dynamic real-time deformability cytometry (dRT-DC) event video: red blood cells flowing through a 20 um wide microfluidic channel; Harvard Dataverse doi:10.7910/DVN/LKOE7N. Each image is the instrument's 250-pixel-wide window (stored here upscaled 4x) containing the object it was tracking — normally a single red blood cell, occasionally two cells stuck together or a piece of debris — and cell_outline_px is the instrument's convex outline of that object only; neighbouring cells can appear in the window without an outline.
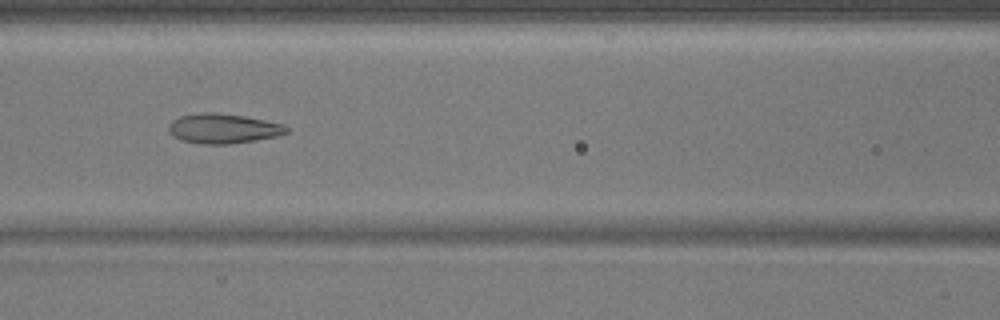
{"species": "common noctule bat (a hibernating species)", "species_latin": "Nyctalus noctula", "temperature_condition": "warm", "stored_images_in_passage": 50, "camera_frame_rate_fps": 3000, "um_per_image_px": 0.085, "animal": {"sex": "male", "body_mass_g": 17.9}, "frame": {"image": 1, "passage_image": 22, "time_ms": 7.0, "image_size_px": [1000, 320], "cell_outline_px": [[288, 132], [276, 136], [228, 144], [200, 144], [180, 140], [172, 136], [168, 132], [168, 124], [172, 120], [180, 116], [200, 112], [216, 112], [244, 116], [284, 124], [288, 128]], "centroid_in_image_um": [18.9, 10.92], "position_along_channel_um": 147.7, "area_um2": 20.52}}
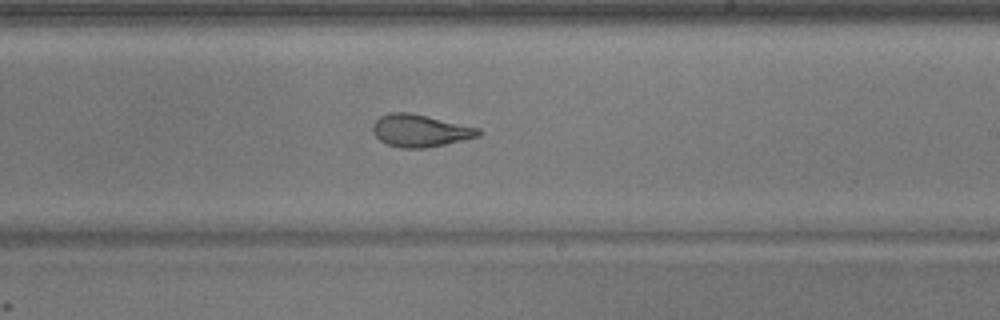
{"frame": {"image": 2, "passage_image": 30, "time_ms": 9.667, "image_size_px": [1000, 320], "cell_outline_px": [[484, 132], [480, 136], [444, 144], [424, 148], [400, 148], [388, 144], [380, 140], [372, 132], [372, 124], [380, 116], [388, 112], [408, 112], [480, 128]], "centroid_in_image_um": [35.7, 11.1], "position_along_channel_um": 253.3, "area_um2": 19.88}}
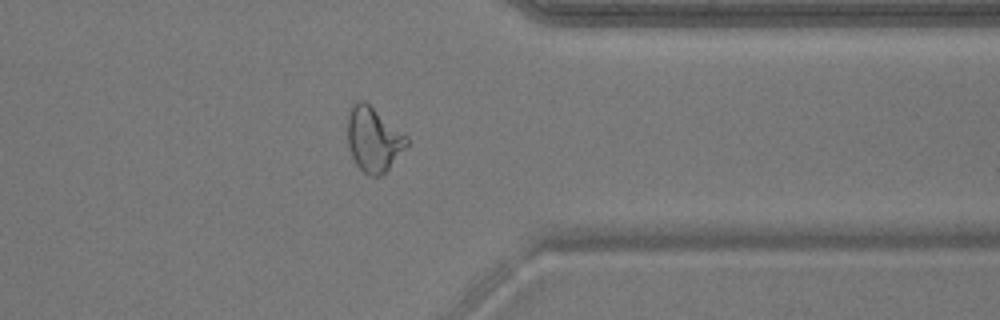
{"frame": {"image": 3, "passage_image": 40, "time_ms": 13.0, "image_size_px": [1000, 320], "cell_outline_px": [[408, 144], [388, 168], [380, 176], [368, 176], [356, 164], [348, 148], [348, 112], [352, 104], [360, 100], [364, 100], [408, 136]], "centroid_in_image_um": [31.73, 11.83], "position_along_channel_um": 379.7, "area_um2": 22.08}}